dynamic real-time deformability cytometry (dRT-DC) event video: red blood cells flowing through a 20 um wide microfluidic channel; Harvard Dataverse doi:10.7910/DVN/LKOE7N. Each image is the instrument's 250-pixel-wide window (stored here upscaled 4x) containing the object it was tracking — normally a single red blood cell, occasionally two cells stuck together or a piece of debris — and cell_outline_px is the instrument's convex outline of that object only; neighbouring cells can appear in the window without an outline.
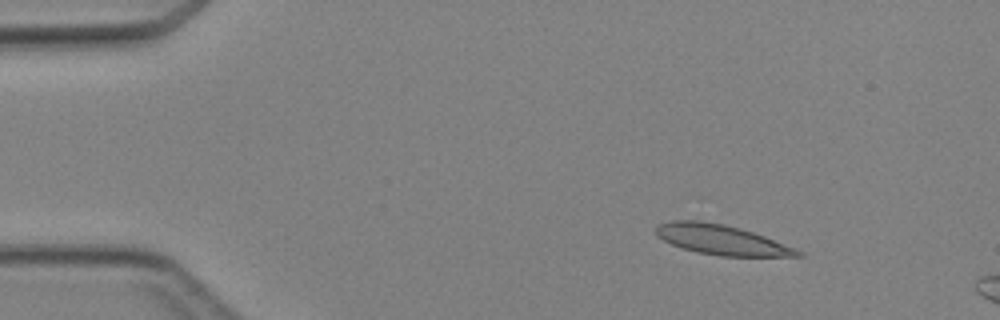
{"species": "Egyptian fruit bat (a non-hibernating species)", "species_latin": "Rousettus aegyptiacus", "temperature_condition": "cold", "stored_images_in_passage": 4, "camera_frame_rate_fps": 3000, "um_per_image_px": 0.085, "animal": {"sex": "female"}, "frame": {"image": 1, "passage_image": 2, "time_ms": 2.0, "image_size_px": [1000, 320], "cell_outline_px": [[804, 256], [720, 256], [696, 252], [672, 244], [656, 236], [656, 224], [672, 220], [700, 220], [724, 224], [740, 228], [764, 236], [804, 252]], "centroid_in_image_um": [61.29, 20.37], "position_along_channel_um": 23.7, "area_um2": 24.62}}